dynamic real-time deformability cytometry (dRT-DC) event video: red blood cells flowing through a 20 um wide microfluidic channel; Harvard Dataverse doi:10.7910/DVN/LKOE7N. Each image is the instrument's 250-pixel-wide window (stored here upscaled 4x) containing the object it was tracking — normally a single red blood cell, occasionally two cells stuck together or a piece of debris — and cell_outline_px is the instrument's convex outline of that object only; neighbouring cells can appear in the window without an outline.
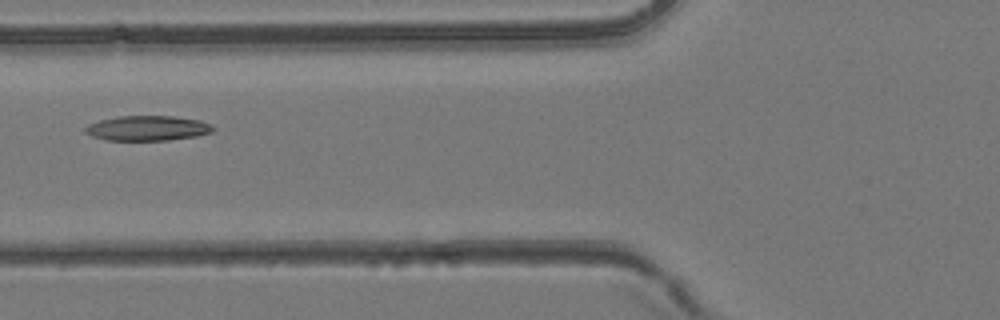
{"species": "common noctule bat (a hibernating species)", "species_latin": "Nyctalus noctula", "temperature_condition": "room temperature", "stored_images_in_passage": 33, "camera_frame_rate_fps": 3000, "um_per_image_px": 0.085, "animal": {"sex": "female", "body_mass_g": 24.6, "forearm_length_mm": 56.2}, "frame": {"image": 1, "passage_image": 7, "time_ms": 2.0, "image_size_px": [1000, 320], "cell_outline_px": [[216, 128], [212, 132], [196, 136], [168, 140], [104, 140], [92, 136], [84, 132], [84, 128], [88, 124], [100, 120], [116, 116], [172, 116], [200, 120]], "centroid_in_image_um": [12.51, 10.89], "position_along_channel_um": 113.3, "area_um2": 18.61}}
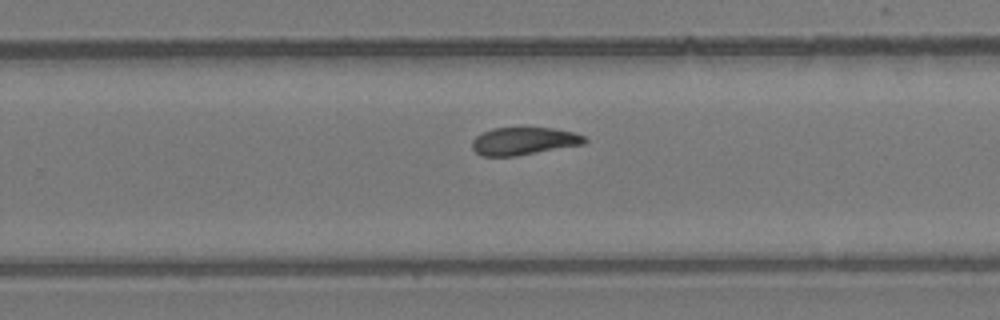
{"frame": {"image": 2, "passage_image": 18, "time_ms": 5.667, "image_size_px": [1000, 320], "cell_outline_px": [[588, 140], [584, 144], [516, 156], [480, 156], [472, 148], [472, 140], [476, 136], [492, 128], [552, 128], [576, 132], [584, 136]], "centroid_in_image_um": [44.53, 11.99], "position_along_channel_um": 285.3, "area_um2": 18.15}}
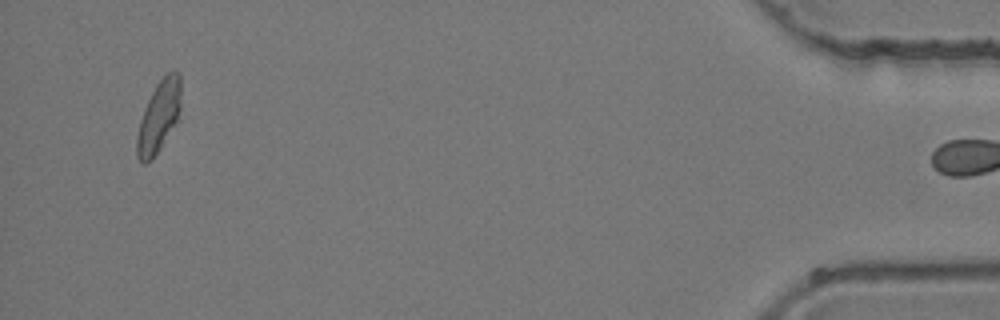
{"frame": {"image": 3, "passage_image": 32, "time_ms": 10.333, "image_size_px": [1000, 320], "cell_outline_px": [[180, 108], [176, 120], [160, 148], [152, 160], [144, 164], [140, 164], [136, 156], [136, 136], [140, 120], [144, 108], [156, 84], [168, 72], [180, 72]], "centroid_in_image_um": [13.46, 9.95], "position_along_channel_um": 421.7, "area_um2": 18.09}}